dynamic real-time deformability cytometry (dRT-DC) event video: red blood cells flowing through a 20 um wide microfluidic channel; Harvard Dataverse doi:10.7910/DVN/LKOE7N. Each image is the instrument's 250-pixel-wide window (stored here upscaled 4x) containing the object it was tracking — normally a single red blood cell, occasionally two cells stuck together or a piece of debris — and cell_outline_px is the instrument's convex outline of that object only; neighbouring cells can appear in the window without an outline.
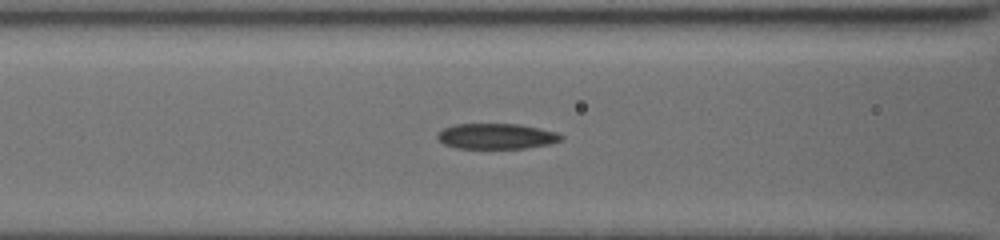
{"species": "common noctule bat (a hibernating species)", "species_latin": "Nyctalus noctula", "temperature_condition": "cold", "stored_images_in_passage": 20, "camera_frame_rate_fps": 3000, "um_per_image_px": 0.085, "animal": {"sex": "female", "body_mass_g": 19.5, "forearm_length_mm": 54.1}, "frame": {"image": 1, "passage_image": 14, "time_ms": 4.333, "image_size_px": [1000, 240], "cell_outline_px": [[564, 136], [560, 140], [548, 144], [524, 148], [456, 148], [444, 144], [436, 136], [444, 128], [456, 124], [520, 124], [556, 132]], "centroid_in_image_um": [42.19, 11.58], "position_along_channel_um": 124.4, "area_um2": 18.15}}